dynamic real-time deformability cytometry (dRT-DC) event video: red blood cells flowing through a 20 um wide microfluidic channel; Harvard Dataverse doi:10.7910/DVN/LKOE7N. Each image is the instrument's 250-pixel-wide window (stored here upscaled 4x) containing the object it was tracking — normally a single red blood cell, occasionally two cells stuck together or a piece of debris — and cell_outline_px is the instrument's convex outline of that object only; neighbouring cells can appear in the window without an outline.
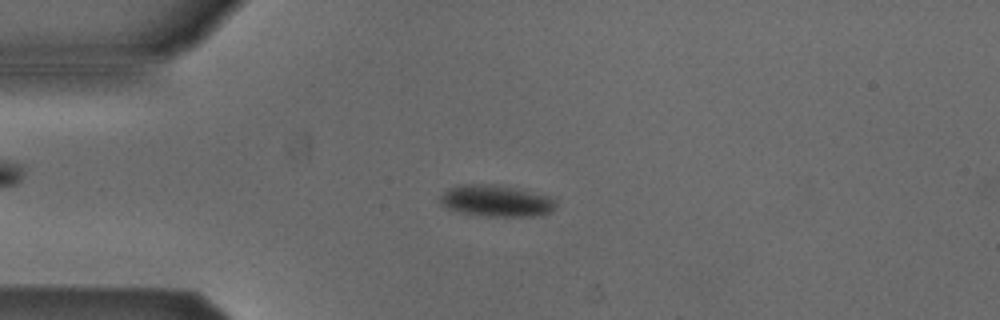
{"species": "Egyptian fruit bat (a non-hibernating species)", "species_latin": "Rousettus aegyptiacus", "temperature_condition": "cold", "stored_images_in_passage": 48, "camera_frame_rate_fps": 3000, "um_per_image_px": 0.085, "animal": {"sex": "male"}, "frame": {"image": 1, "passage_image": 8, "time_ms": 2.333, "image_size_px": [1000, 320], "cell_outline_px": [[556, 208], [540, 216], [472, 216], [444, 208], [440, 204], [440, 196], [448, 188], [460, 184], [496, 184], [520, 188], [556, 196]], "centroid_in_image_um": [42.2, 17.07], "position_along_channel_um": 42.8, "area_um2": 22.2}}
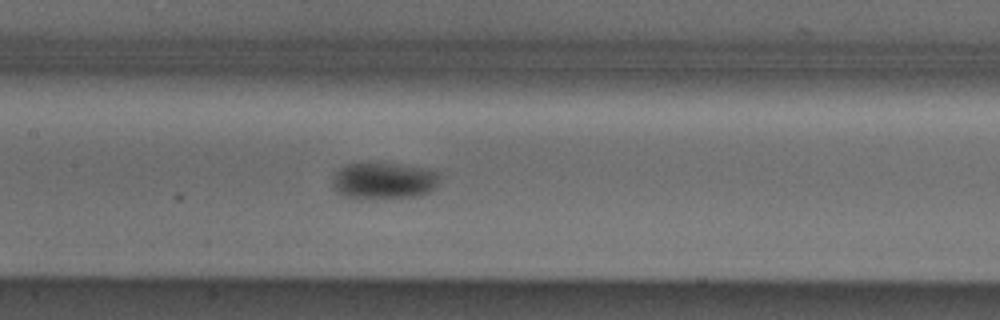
{"frame": {"image": 2, "passage_image": 20, "time_ms": 6.333, "image_size_px": [1000, 320], "cell_outline_px": [[440, 180], [436, 188], [432, 192], [416, 196], [360, 200], [344, 196], [336, 192], [332, 188], [332, 180], [336, 172], [340, 168], [348, 164], [400, 164], [424, 168], [440, 172]], "centroid_in_image_um": [32.64, 15.4], "position_along_channel_um": 174.8, "area_um2": 23.29}}
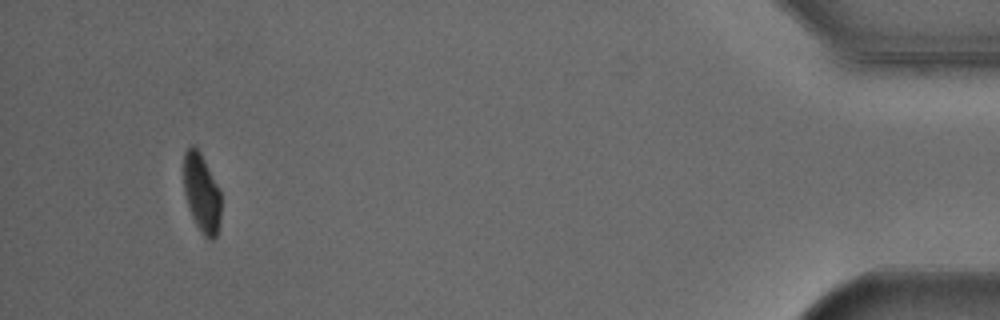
{"frame": {"image": 3, "passage_image": 45, "time_ms": 14.667, "image_size_px": [1000, 320], "cell_outline_px": [[220, 224], [216, 236], [212, 240], [204, 236], [200, 232], [192, 216], [184, 192], [184, 152], [192, 144], [200, 152], [220, 192]], "centroid_in_image_um": [17.13, 16.44], "position_along_channel_um": 418.1, "area_um2": 16.82}, "authors_computed_cell_mechanics": {"area_um2": 21.1548, "velocity_mm_per_s": 3.8423, "shape_relaxation_time_tau1_ms": 1.8671, "shape_relaxation_time_tau2_ms": null, "deformation_change_tau1": 0.0781, "deformation_change_tau2": null}}